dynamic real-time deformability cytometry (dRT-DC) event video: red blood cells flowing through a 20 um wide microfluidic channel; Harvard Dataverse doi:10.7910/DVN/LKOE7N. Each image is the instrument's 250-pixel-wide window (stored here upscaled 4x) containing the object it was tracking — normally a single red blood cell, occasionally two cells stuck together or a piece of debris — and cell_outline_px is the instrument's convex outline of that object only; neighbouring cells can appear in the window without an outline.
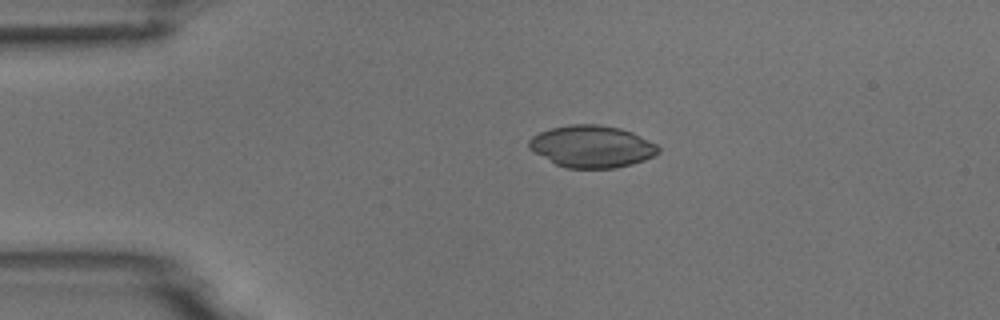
{"species": "common noctule bat (a hibernating species)", "species_latin": "Nyctalus noctula", "temperature_condition": "room temperature", "stored_images_in_passage": 3, "camera_frame_rate_fps": 3000, "um_per_image_px": 0.085, "animal": {"sex": "male", "body_mass_g": 18.8}, "frame": {"image": 1, "passage_image": 1, "time_ms": 0.0, "image_size_px": [1000, 320], "cell_outline_px": [[660, 152], [644, 160], [632, 164], [616, 168], [564, 168], [556, 164], [528, 148], [528, 140], [532, 136], [540, 132], [552, 128], [568, 124], [600, 124], [620, 128], [632, 132], [656, 144], [660, 148]], "centroid_in_image_um": [50.3, 12.44], "position_along_channel_um": 34.7, "area_um2": 31.67}}